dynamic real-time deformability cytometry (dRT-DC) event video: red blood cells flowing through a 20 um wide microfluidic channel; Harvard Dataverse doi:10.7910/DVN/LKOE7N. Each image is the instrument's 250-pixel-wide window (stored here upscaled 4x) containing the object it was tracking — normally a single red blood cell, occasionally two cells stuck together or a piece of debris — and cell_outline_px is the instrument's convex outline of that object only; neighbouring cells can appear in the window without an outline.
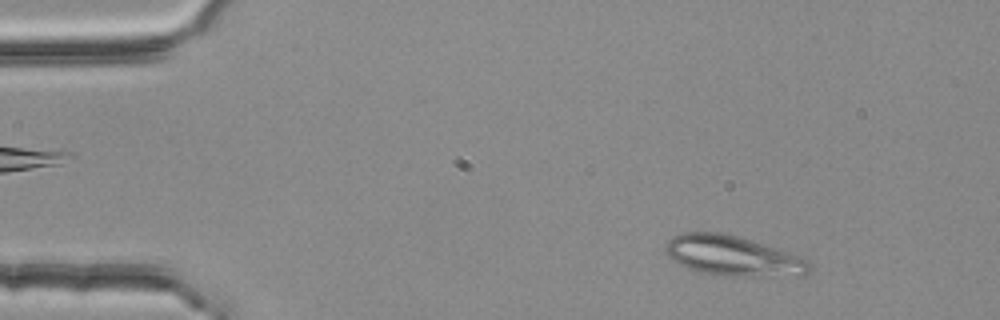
{"species": "common noctule bat (a hibernating species)", "species_latin": "Nyctalus noctula", "temperature_condition": "room temperature", "stored_images_in_passage": 51, "segment_of_instrument_passage": [1, 2], "camera_frame_rate_fps": 3000, "um_per_image_px": 0.085, "animal": {"sex": "female", "body_mass_g": 25.1}, "frame": {"image": 1, "passage_image": 6, "time_ms": 1.667, "image_size_px": [1000, 320], "cell_outline_px": [[812, 268], [804, 276], [744, 276], [704, 272], [688, 268], [672, 260], [668, 256], [664, 248], [664, 244], [672, 236], [684, 232], [720, 232], [740, 236], [808, 260]], "centroid_in_image_um": [62.27, 21.73], "position_along_channel_um": 22.7, "area_um2": 33.23}}